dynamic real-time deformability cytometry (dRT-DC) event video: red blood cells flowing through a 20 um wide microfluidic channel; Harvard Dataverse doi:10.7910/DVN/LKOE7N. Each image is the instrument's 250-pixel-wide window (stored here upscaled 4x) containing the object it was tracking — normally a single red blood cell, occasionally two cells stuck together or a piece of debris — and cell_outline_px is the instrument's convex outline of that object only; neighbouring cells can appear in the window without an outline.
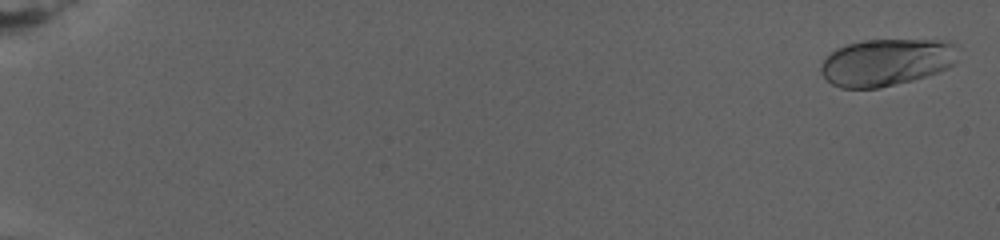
{"species": "human", "species_latin": "Homo sapiens", "temperature_condition": "warm", "stored_images_in_passage": 37, "camera_frame_rate_fps": 3000, "um_per_image_px": 0.085, "donor": {"sex": "female"}, "frame": {"image": 1, "passage_image": 1, "time_ms": 0.0, "image_size_px": [1000, 240], "cell_outline_px": [[956, 64], [940, 72], [912, 80], [880, 88], [840, 88], [832, 84], [820, 72], [820, 64], [836, 48], [848, 44], [864, 40], [948, 40], [956, 44]], "centroid_in_image_um": [75.37, 5.29], "position_along_channel_um": 9.6, "area_um2": 37.8}}
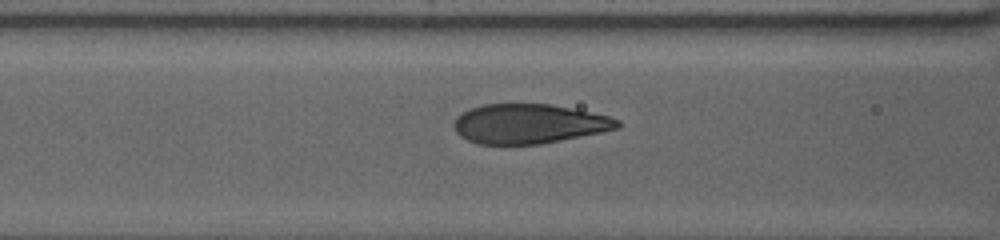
{"frame": {"image": 2, "passage_image": 24, "time_ms": 12.0, "image_size_px": [1000, 240], "cell_outline_px": [[620, 128], [540, 144], [476, 144], [460, 136], [456, 132], [452, 124], [456, 116], [468, 108], [484, 104], [552, 104], [608, 116], [620, 120]], "centroid_in_image_um": [44.9, 10.52], "position_along_channel_um": 121.7, "area_um2": 37.69}}
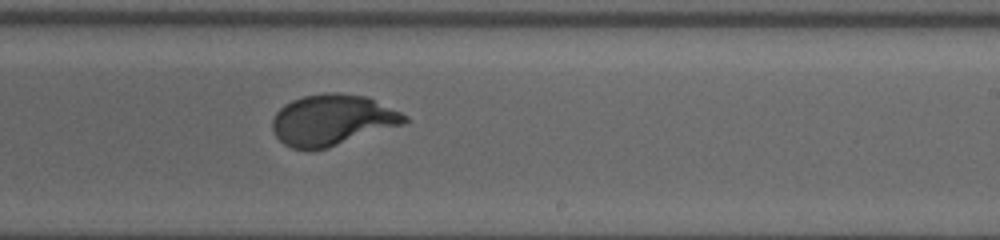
{"frame": {"image": 3, "passage_image": 37, "time_ms": 17.333, "image_size_px": [1000, 240], "cell_outline_px": [[408, 120], [404, 124], [328, 148], [312, 152], [308, 152], [292, 148], [284, 144], [276, 136], [272, 128], [272, 120], [276, 112], [284, 104], [292, 100], [304, 96], [328, 92], [336, 92], [368, 96], [408, 116]], "centroid_in_image_um": [28.23, 10.22], "position_along_channel_um": 260.8, "area_um2": 39.65}}